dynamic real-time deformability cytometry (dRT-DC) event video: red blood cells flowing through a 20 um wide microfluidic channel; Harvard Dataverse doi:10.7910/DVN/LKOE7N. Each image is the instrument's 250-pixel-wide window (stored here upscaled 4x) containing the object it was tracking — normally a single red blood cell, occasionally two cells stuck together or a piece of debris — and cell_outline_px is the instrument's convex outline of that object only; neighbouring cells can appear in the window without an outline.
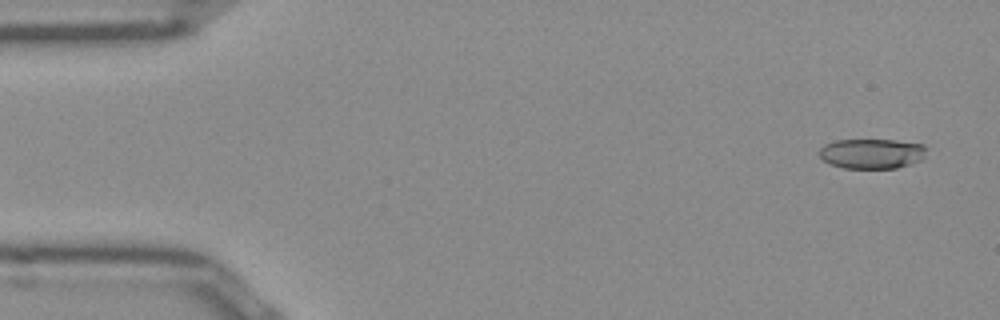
{"species": "Egyptian fruit bat (a non-hibernating species)", "species_latin": "Rousettus aegyptiacus", "temperature_condition": "room temperature", "stored_images_in_passage": 9, "camera_frame_rate_fps": 3000, "um_per_image_px": 0.085, "frame": {"image": 1, "passage_image": 1, "time_ms": 0.0, "image_size_px": [1000, 320], "cell_outline_px": [[924, 156], [920, 160], [896, 168], [844, 168], [832, 164], [824, 160], [820, 156], [820, 148], [824, 144], [836, 140], [896, 140], [924, 144]], "centroid_in_image_um": [74.09, 13.05], "position_along_channel_um": 10.9, "area_um2": 18.5}}